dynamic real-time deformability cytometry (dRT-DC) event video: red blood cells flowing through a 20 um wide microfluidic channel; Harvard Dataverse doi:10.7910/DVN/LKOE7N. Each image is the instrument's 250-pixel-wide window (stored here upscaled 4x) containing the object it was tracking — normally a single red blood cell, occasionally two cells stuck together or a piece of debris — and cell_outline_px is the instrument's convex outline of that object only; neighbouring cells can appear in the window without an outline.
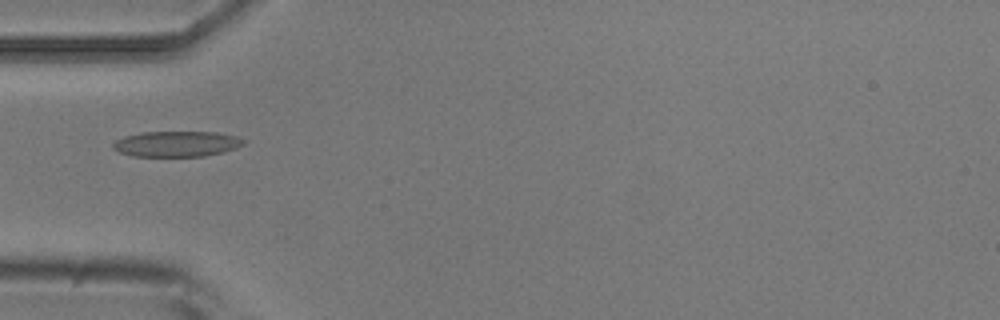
{"species": "common noctule bat (a hibernating species)", "species_latin": "Nyctalus noctula", "temperature_condition": "room temperature", "stored_images_in_passage": 3, "camera_frame_rate_fps": 3000, "um_per_image_px": 0.085, "animal": {"sex": "male", "body_mass_g": 20.5, "forearm_length_mm": 52.5}, "frame": {"image": 1, "passage_image": 2, "time_ms": 2.0, "image_size_px": [1000, 320], "cell_outline_px": [[244, 144], [236, 148], [224, 152], [204, 156], [132, 156], [120, 152], [112, 148], [112, 144], [116, 140], [124, 136], [140, 132], [216, 132], [236, 136], [244, 140]], "centroid_in_image_um": [15.0, 12.23], "position_along_channel_um": 70.0, "area_um2": 19.48}}